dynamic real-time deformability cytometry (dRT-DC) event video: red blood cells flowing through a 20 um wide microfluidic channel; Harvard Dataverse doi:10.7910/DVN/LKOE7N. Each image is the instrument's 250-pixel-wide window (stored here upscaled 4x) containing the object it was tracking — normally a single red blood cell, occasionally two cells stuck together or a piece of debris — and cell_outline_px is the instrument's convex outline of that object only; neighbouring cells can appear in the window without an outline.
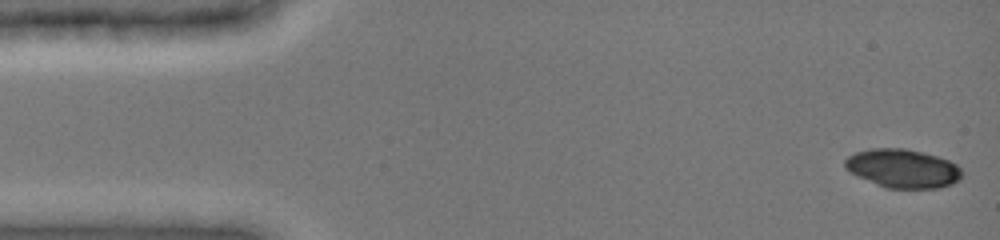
{"species": "common noctule bat (a hibernating species)", "species_latin": "Nyctalus noctula", "temperature_condition": "cold", "stored_images_in_passage": 47, "camera_frame_rate_fps": 3000, "um_per_image_px": 0.085, "animal": {"sex": "female", "body_mass_g": 19.0, "forearm_length_mm": 51.5}, "frame": {"image": 1, "passage_image": 1, "time_ms": 0.0, "image_size_px": [1000, 240], "cell_outline_px": [[960, 176], [956, 180], [948, 184], [936, 188], [888, 188], [860, 176], [852, 172], [844, 164], [844, 160], [848, 156], [856, 152], [872, 148], [904, 148], [924, 152], [948, 160], [956, 164], [960, 168]], "centroid_in_image_um": [76.73, 14.29], "position_along_channel_um": 8.3, "area_um2": 25.66}}
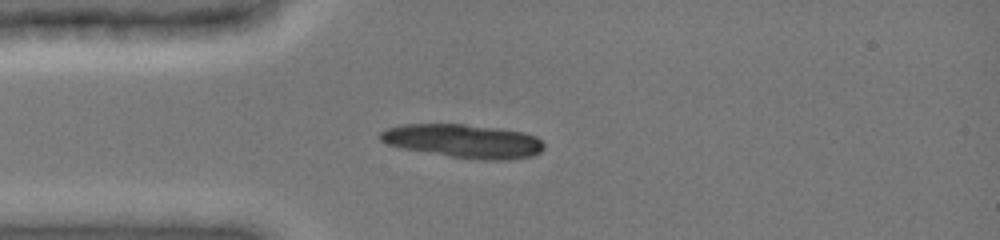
{"frame": {"image": 2, "passage_image": 12, "time_ms": 3.667, "image_size_px": [1000, 240], "cell_outline_px": [[544, 148], [540, 152], [532, 156], [504, 160], [480, 160], [452, 156], [404, 148], [388, 144], [380, 140], [380, 132], [388, 128], [404, 124], [464, 124], [500, 128], [524, 132], [536, 136], [544, 144]], "centroid_in_image_um": [39.44, 11.98], "position_along_channel_um": 45.6, "area_um2": 31.85}}